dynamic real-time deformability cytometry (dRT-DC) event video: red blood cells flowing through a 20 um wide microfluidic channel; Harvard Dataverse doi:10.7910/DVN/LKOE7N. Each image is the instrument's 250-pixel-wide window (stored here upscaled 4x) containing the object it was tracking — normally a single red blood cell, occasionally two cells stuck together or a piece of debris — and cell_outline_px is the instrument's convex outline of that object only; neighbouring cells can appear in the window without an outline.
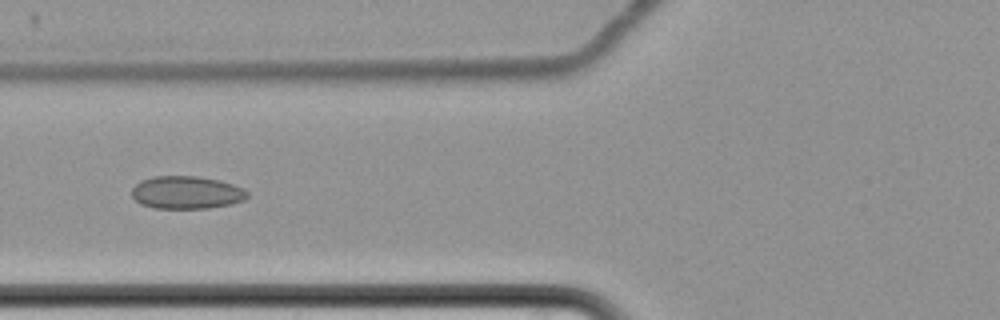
{"species": "common noctule bat (a hibernating species)", "species_latin": "Nyctalus noctula", "temperature_condition": "cold", "stored_images_in_passage": 6, "camera_frame_rate_fps": 3000, "um_per_image_px": 0.085, "animal": {"sex": "female", "body_mass_g": 22.7, "forearm_length_mm": 54.2}, "frame": {"image": 1, "passage_image": 4, "time_ms": 3.667, "image_size_px": [1000, 320], "cell_outline_px": [[248, 196], [244, 200], [232, 204], [208, 208], [152, 208], [140, 204], [132, 196], [132, 188], [140, 180], [152, 176], [200, 176], [220, 180], [244, 188], [248, 192]], "centroid_in_image_um": [15.86, 16.35], "position_along_channel_um": 109.9, "area_um2": 22.31}}
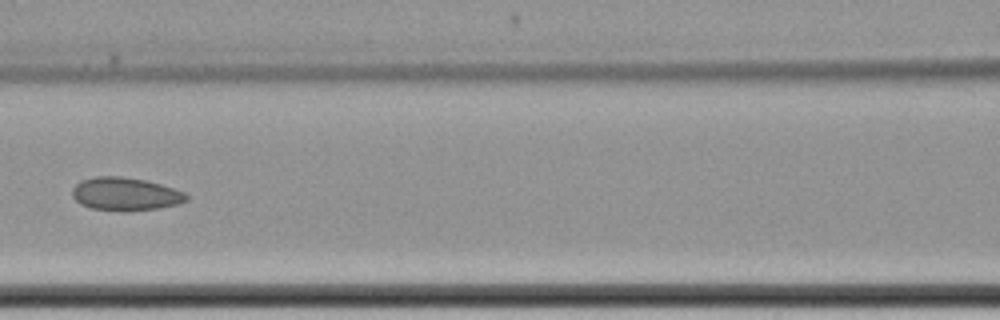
{"frame": {"image": 2, "passage_image": 5, "time_ms": 5.0, "image_size_px": [1000, 320], "cell_outline_px": [[188, 200], [180, 204], [160, 208], [124, 212], [120, 212], [92, 208], [80, 204], [72, 196], [72, 188], [80, 180], [96, 176], [120, 176], [144, 180], [160, 184], [184, 192], [188, 196]], "centroid_in_image_um": [10.65, 16.5], "position_along_channel_um": 156.0, "area_um2": 22.25}}
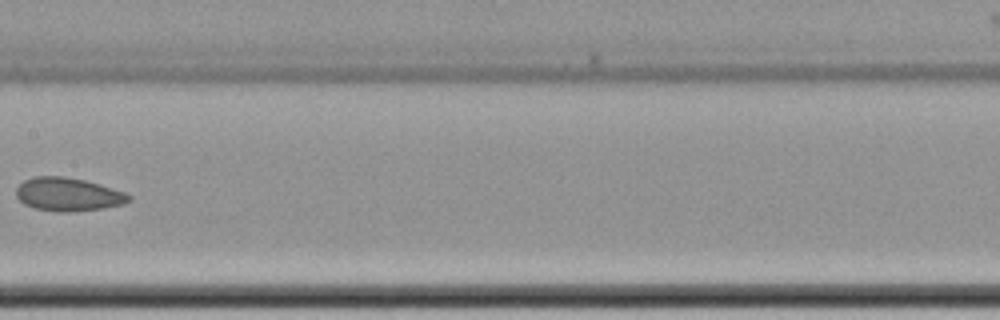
{"frame": {"image": 3, "passage_image": 6, "time_ms": 6.333, "image_size_px": [1000, 320], "cell_outline_px": [[132, 200], [124, 204], [100, 208], [72, 212], [60, 212], [32, 208], [24, 204], [16, 196], [16, 188], [24, 180], [32, 176], [64, 176], [84, 180], [100, 184], [124, 192], [132, 196]], "centroid_in_image_um": [5.77, 16.52], "position_along_channel_um": 201.6, "area_um2": 22.02}}